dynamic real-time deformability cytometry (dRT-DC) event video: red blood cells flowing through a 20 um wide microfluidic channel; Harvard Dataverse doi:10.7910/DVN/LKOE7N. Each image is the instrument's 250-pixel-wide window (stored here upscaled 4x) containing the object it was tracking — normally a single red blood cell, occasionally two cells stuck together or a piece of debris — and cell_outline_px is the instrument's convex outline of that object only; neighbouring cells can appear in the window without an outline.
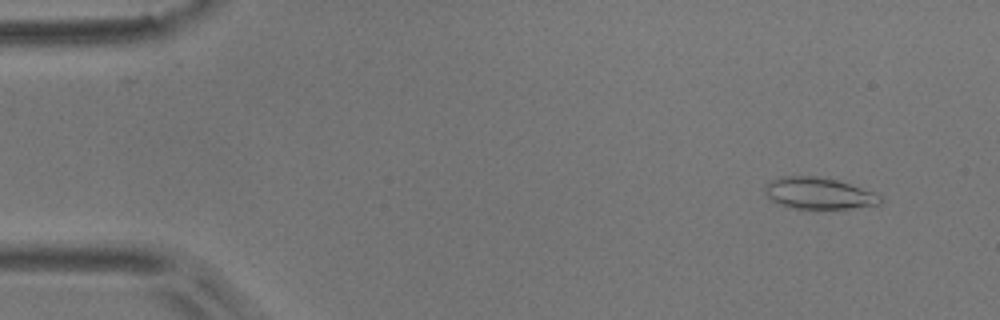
{"species": "common noctule bat (a hibernating species)", "species_latin": "Nyctalus noctula", "temperature_condition": "room temperature", "stored_images_in_passage": 39, "camera_frame_rate_fps": 3000, "um_per_image_px": 0.085, "animal": {"sex": "male", "body_mass_g": 17.9}, "frame": {"image": 1, "passage_image": 4, "time_ms": 1.0, "image_size_px": [1000, 320], "cell_outline_px": [[884, 200], [880, 204], [852, 208], [788, 208], [776, 204], [764, 192], [764, 188], [768, 180], [780, 176], [816, 176], [836, 180], [880, 192]], "centroid_in_image_um": [69.62, 16.42], "position_along_channel_um": 15.4, "area_um2": 21.68}}
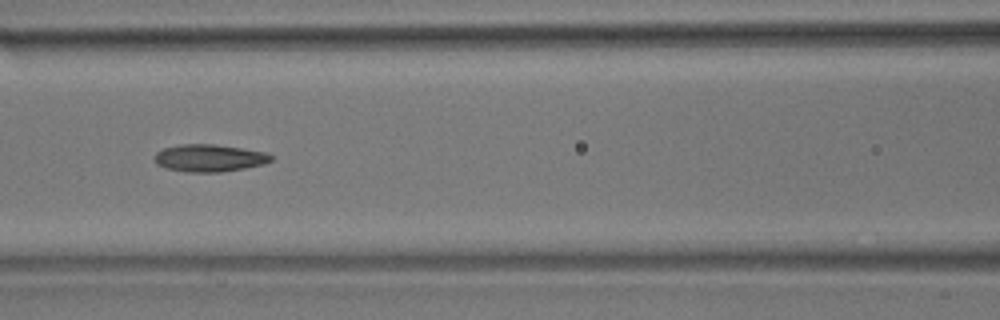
{"frame": {"image": 2, "passage_image": 23, "time_ms": 7.333, "image_size_px": [1000, 320], "cell_outline_px": [[272, 160], [264, 164], [244, 168], [220, 172], [188, 172], [164, 168], [156, 164], [152, 156], [156, 152], [164, 148], [180, 144], [216, 144], [264, 152], [272, 156]], "centroid_in_image_um": [17.73, 13.43], "position_along_channel_um": 148.9, "area_um2": 18.61}}
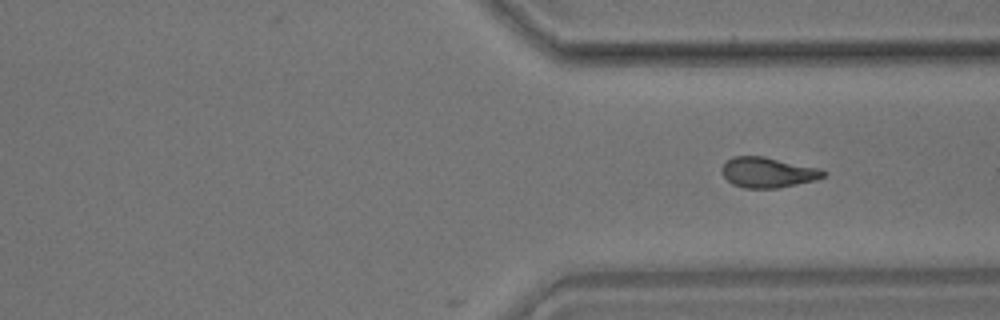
{"frame": {"image": 3, "passage_image": 39, "time_ms": 12.667, "image_size_px": [1000, 320], "cell_outline_px": [[828, 172], [824, 176], [816, 180], [776, 188], [744, 188], [732, 184], [724, 176], [724, 164], [732, 156], [764, 156], [820, 168]], "centroid_in_image_um": [65.31, 14.65], "position_along_channel_um": 346.1, "area_um2": 17.8}}